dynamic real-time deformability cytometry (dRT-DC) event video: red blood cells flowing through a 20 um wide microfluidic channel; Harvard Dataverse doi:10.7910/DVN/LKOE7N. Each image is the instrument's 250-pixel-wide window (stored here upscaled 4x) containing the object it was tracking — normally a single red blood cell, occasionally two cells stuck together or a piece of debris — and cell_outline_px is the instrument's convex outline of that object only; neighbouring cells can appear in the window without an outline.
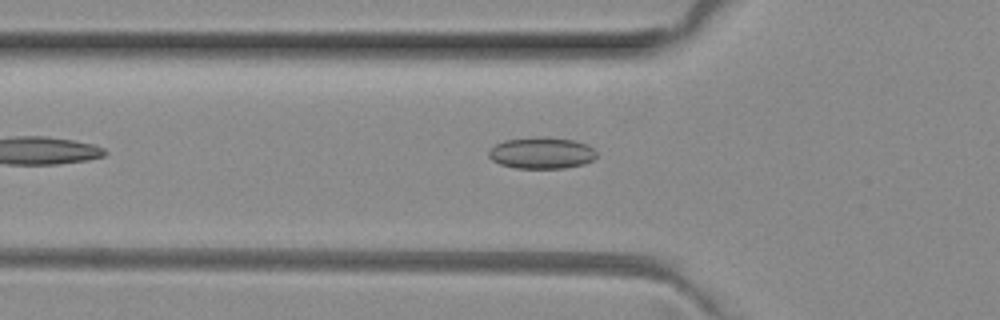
{"species": "common noctule bat (a hibernating species)", "species_latin": "Nyctalus noctula", "temperature_condition": "room temperature", "stored_images_in_passage": 4, "camera_frame_rate_fps": 3000, "um_per_image_px": 0.085, "animal": {"sex": "female", "body_mass_g": 29.2, "forearm_length_mm": 56.3}, "frame": {"image": 1, "passage_image": 4, "time_ms": 1.0, "image_size_px": [1000, 320], "cell_outline_px": [[596, 156], [592, 160], [584, 164], [564, 168], [516, 168], [500, 164], [492, 160], [488, 156], [488, 152], [496, 144], [504, 140], [544, 136], [548, 136], [572, 140], [588, 144], [596, 152]], "centroid_in_image_um": [46.04, 13.0], "position_along_channel_um": 79.8, "area_um2": 19.83}}